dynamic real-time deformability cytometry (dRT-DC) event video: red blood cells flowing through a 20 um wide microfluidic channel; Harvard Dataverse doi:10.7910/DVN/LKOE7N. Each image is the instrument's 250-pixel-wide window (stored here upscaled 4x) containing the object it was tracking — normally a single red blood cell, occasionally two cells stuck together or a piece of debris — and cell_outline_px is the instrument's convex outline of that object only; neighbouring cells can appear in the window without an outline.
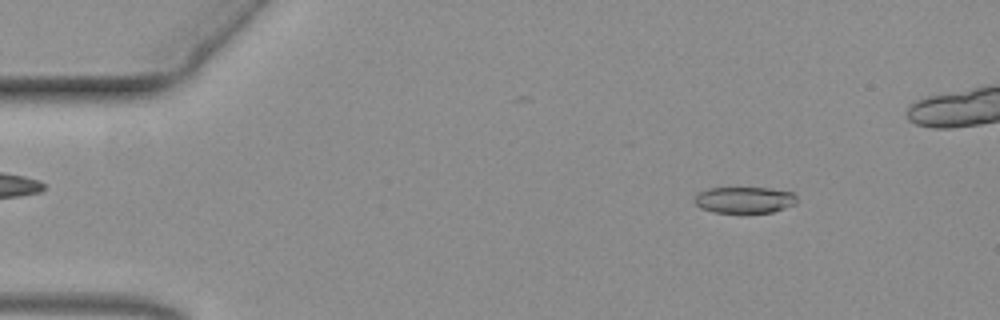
{"species": "common noctule bat (a hibernating species)", "species_latin": "Nyctalus noctula", "temperature_condition": "warm", "stored_images_in_passage": 54, "camera_frame_rate_fps": 3000, "um_per_image_px": 0.085, "animal": {"sex": "female", "body_mass_g": 19.3, "forearm_length_mm": 54.1}, "frame": {"image": 1, "passage_image": 8, "time_ms": 2.333, "image_size_px": [1000, 320], "cell_outline_px": [[796, 204], [772, 212], [712, 212], [700, 208], [692, 200], [696, 192], [708, 188], [772, 188], [792, 192], [796, 196]], "centroid_in_image_um": [63.23, 16.98], "position_along_channel_um": 21.8, "area_um2": 15.84}}
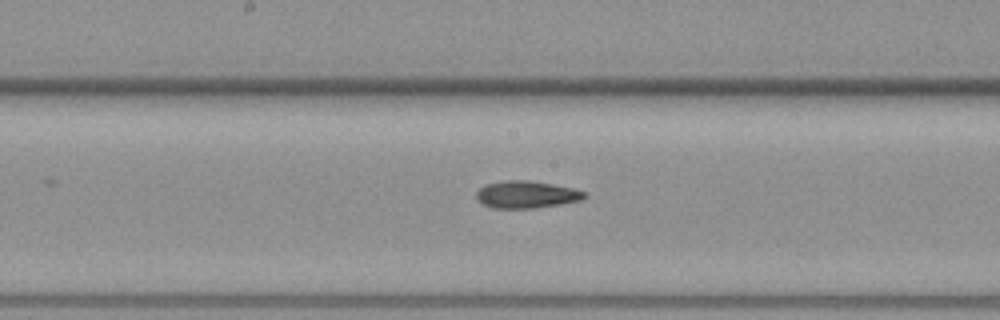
{"frame": {"image": 2, "passage_image": 31, "time_ms": 10.0, "image_size_px": [1000, 320], "cell_outline_px": [[588, 196], [580, 200], [560, 204], [532, 208], [492, 208], [484, 204], [476, 196], [476, 192], [480, 188], [488, 184], [504, 180], [528, 180], [552, 184], [572, 188], [584, 192]], "centroid_in_image_um": [44.75, 16.53], "position_along_channel_um": 203.5, "area_um2": 16.88}}
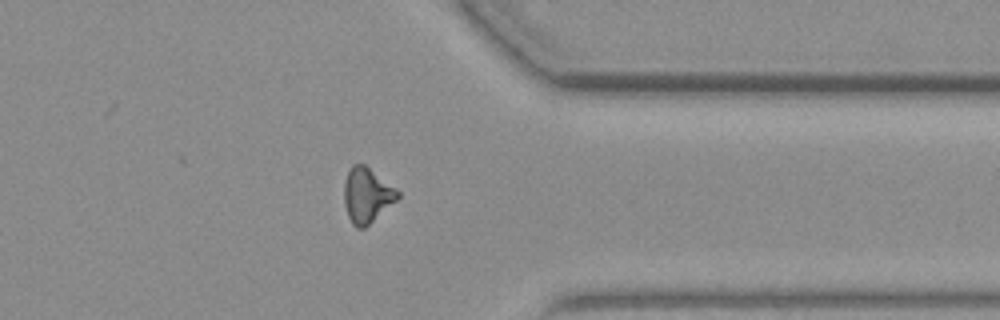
{"frame": {"image": 3, "passage_image": 47, "time_ms": 15.333, "image_size_px": [1000, 320], "cell_outline_px": [[400, 196], [396, 200], [364, 228], [356, 228], [352, 224], [348, 216], [344, 204], [344, 180], [352, 164], [364, 164], [396, 188], [400, 192]], "centroid_in_image_um": [31.17, 16.59], "position_along_channel_um": 380.2, "area_um2": 16.99}}